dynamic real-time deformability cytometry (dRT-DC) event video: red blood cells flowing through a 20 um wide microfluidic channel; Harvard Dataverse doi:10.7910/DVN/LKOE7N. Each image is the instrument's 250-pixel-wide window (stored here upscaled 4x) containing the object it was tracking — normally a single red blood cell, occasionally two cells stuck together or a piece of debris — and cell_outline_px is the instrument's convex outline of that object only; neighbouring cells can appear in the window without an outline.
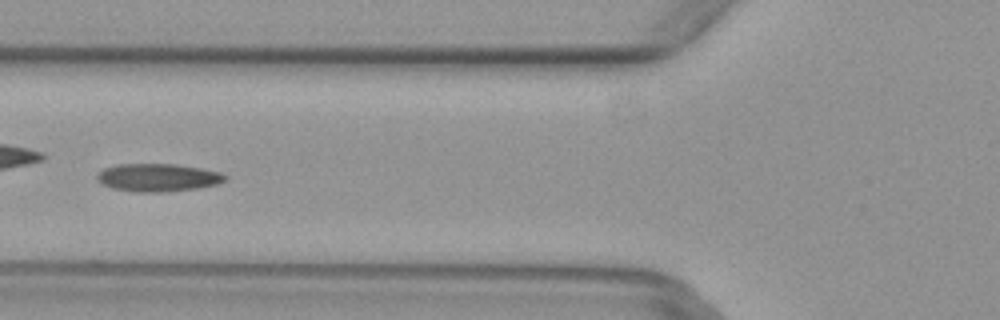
{"species": "common noctule bat (a hibernating species)", "species_latin": "Nyctalus noctula", "temperature_condition": "warm", "stored_images_in_passage": 6, "camera_frame_rate_fps": 3000, "um_per_image_px": 0.085, "animal": {"sex": "female", "body_mass_g": 29.2, "forearm_length_mm": 56.3}, "frame": {"image": 1, "passage_image": 5, "time_ms": 1.333, "image_size_px": [1000, 320], "cell_outline_px": [[228, 180], [216, 184], [200, 188], [164, 192], [136, 192], [112, 188], [100, 184], [96, 180], [96, 172], [104, 168], [116, 164], [176, 164], [200, 168], [220, 172], [228, 176]], "centroid_in_image_um": [13.39, 15.09], "position_along_channel_um": 112.4, "area_um2": 21.15}}